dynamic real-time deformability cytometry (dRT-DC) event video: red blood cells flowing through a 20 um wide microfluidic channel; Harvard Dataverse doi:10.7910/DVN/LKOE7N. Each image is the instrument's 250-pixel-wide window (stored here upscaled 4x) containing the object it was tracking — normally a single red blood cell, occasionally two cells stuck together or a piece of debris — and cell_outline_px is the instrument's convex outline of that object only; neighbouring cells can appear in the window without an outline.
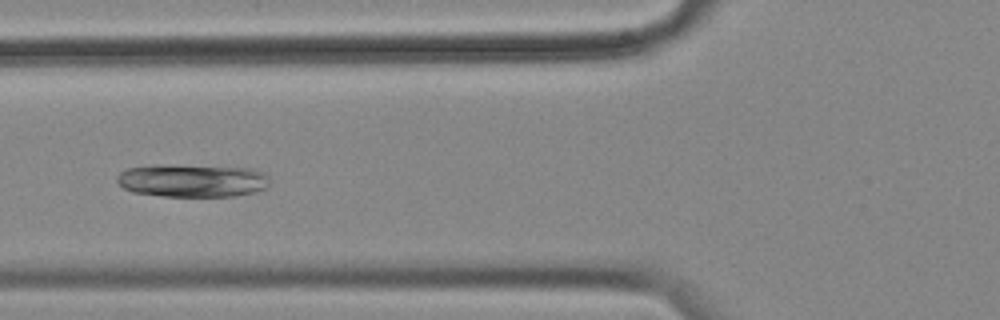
{"species": "common noctule bat (a hibernating species)", "species_latin": "Nyctalus noctula", "temperature_condition": "cold", "stored_images_in_passage": 9, "camera_frame_rate_fps": 3000, "um_per_image_px": 0.085, "animal": {"sex": "female", "body_mass_g": 18.4}, "frame": {"image": 1, "passage_image": 6, "time_ms": 1.667, "image_size_px": [1000, 320], "cell_outline_px": [[268, 184], [264, 188], [256, 192], [236, 196], [164, 196], [132, 192], [124, 188], [116, 180], [116, 176], [120, 172], [128, 168], [152, 164], [160, 164], [252, 168], [264, 172], [268, 176]], "centroid_in_image_um": [16.33, 15.33], "position_along_channel_um": 109.5, "area_um2": 29.59}}
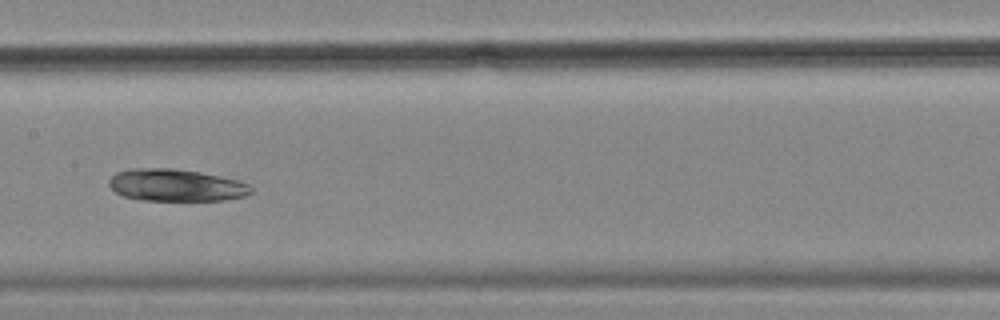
{"frame": {"image": 2, "passage_image": 8, "time_ms": 2.333, "image_size_px": [1000, 320], "cell_outline_px": [[252, 192], [244, 196], [224, 200], [140, 200], [124, 196], [116, 192], [108, 184], [108, 180], [116, 172], [128, 168], [172, 168], [200, 172], [240, 180], [248, 184], [252, 188]], "centroid_in_image_um": [14.95, 15.73], "position_along_channel_um": 192.5, "area_um2": 26.7}}
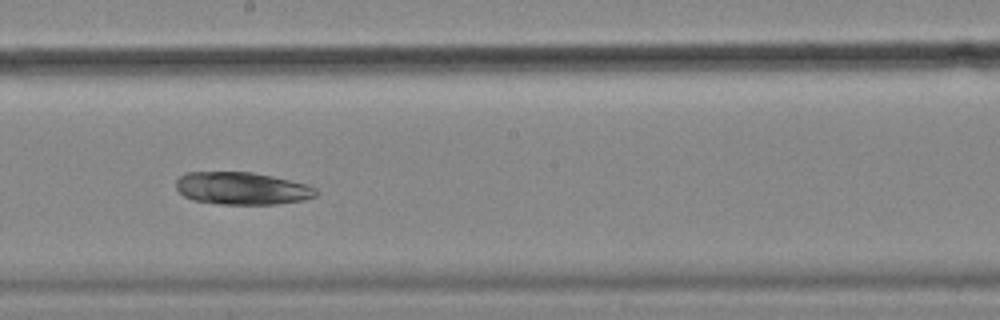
{"frame": {"image": 3, "passage_image": 9, "time_ms": 2.667, "image_size_px": [1000, 320], "cell_outline_px": [[316, 196], [304, 200], [276, 204], [220, 204], [192, 200], [184, 196], [176, 188], [176, 180], [180, 176], [188, 172], [252, 172], [272, 176], [308, 184], [316, 188]], "centroid_in_image_um": [20.57, 16.01], "position_along_channel_um": 227.6, "area_um2": 26.53}}